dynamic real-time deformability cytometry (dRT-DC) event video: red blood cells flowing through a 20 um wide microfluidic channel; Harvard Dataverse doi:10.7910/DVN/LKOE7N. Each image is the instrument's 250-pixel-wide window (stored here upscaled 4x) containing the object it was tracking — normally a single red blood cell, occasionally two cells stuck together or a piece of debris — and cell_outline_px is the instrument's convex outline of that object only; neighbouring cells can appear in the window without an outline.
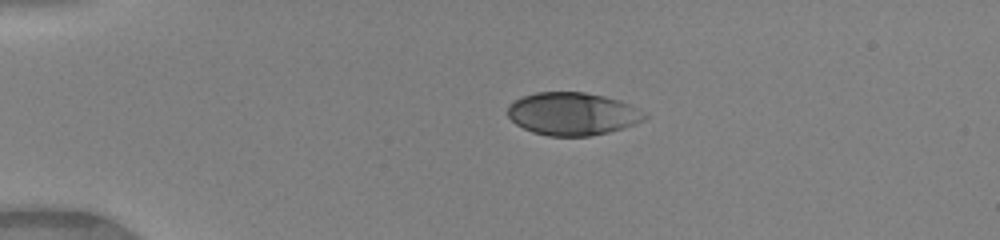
{"species": "human", "species_latin": "Homo sapiens", "temperature_condition": "warm", "stored_images_in_passage": 39, "camera_frame_rate_fps": 3000, "um_per_image_px": 0.085, "donor": {"sex": "female"}, "frame": {"image": 1, "passage_image": 1, "time_ms": 0.0, "image_size_px": [1000, 240], "cell_outline_px": [[648, 116], [644, 120], [624, 128], [608, 132], [588, 136], [548, 136], [532, 132], [516, 124], [508, 116], [508, 108], [516, 100], [524, 96], [536, 92], [584, 92], [604, 96], [620, 100], [644, 112]], "centroid_in_image_um": [48.68, 9.68], "position_along_channel_um": 36.3, "area_um2": 33.93}}
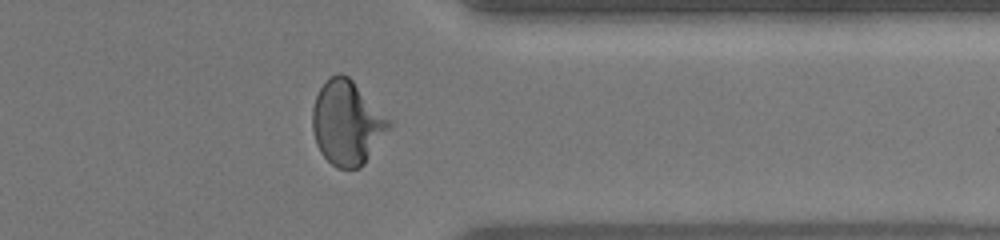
{"frame": {"image": 2, "passage_image": 30, "time_ms": 9.667, "image_size_px": [1000, 240], "cell_outline_px": [[392, 124], [364, 164], [360, 168], [336, 168], [320, 152], [316, 144], [312, 128], [312, 108], [316, 96], [320, 88], [332, 76], [340, 72], [348, 76], [392, 120]], "centroid_in_image_um": [29.49, 10.44], "position_along_channel_um": 381.9, "area_um2": 37.34}}
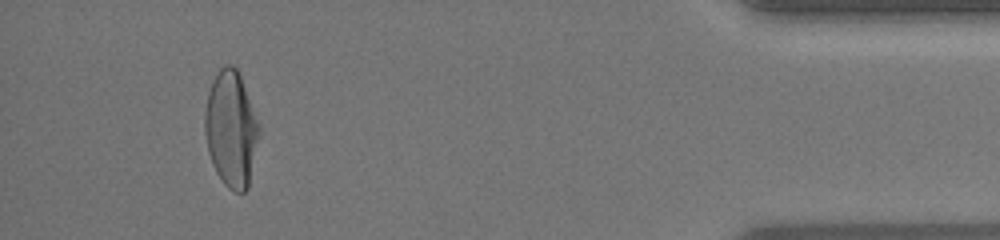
{"frame": {"image": 3, "passage_image": 36, "time_ms": 11.667, "image_size_px": [1000, 240], "cell_outline_px": [[260, 132], [248, 188], [244, 192], [232, 192], [224, 184], [216, 172], [208, 152], [204, 132], [204, 112], [208, 92], [220, 68], [224, 64], [232, 64], [236, 68], [240, 76], [260, 128]], "centroid_in_image_um": [19.63, 11.0], "position_along_channel_um": 415.6, "area_um2": 36.41}, "authors_computed_cell_mechanics": {"area_um2": 35.2002, "velocity_mm_per_s": 4.1356, "shape_relaxation_time_tau1_ms": 3.2872, "shape_relaxation_time_tau2_ms": null, "deformation_change_tau1": 0.1987, "deformation_change_tau2": null}}